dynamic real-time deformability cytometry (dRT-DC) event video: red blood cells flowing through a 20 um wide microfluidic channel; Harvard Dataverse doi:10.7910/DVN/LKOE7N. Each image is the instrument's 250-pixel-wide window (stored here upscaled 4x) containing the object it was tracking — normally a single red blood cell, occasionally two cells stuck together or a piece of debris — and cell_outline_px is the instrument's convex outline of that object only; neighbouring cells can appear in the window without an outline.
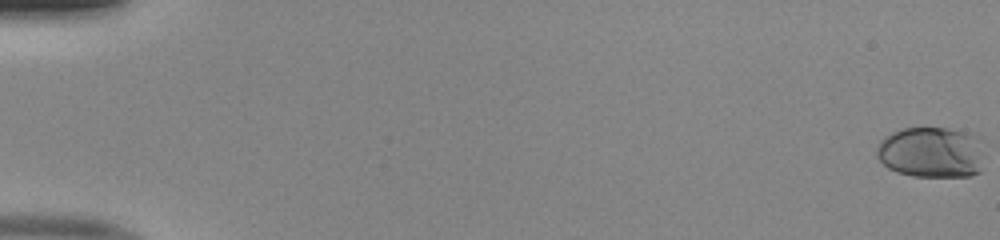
{"species": "human", "species_latin": "Homo sapiens", "temperature_condition": "room temperature", "stored_images_in_passage": 53, "camera_frame_rate_fps": 3000, "um_per_image_px": 0.085, "donor": {"sex": "male"}, "frame": {"image": 1, "passage_image": 1, "time_ms": 0.0, "image_size_px": [1000, 240], "cell_outline_px": [[980, 172], [972, 176], [912, 176], [896, 172], [888, 168], [876, 156], [876, 148], [880, 140], [884, 136], [900, 128], [948, 128], [972, 132], [980, 140]], "centroid_in_image_um": [79.12, 12.93], "position_along_channel_um": 5.9, "area_um2": 32.14}}
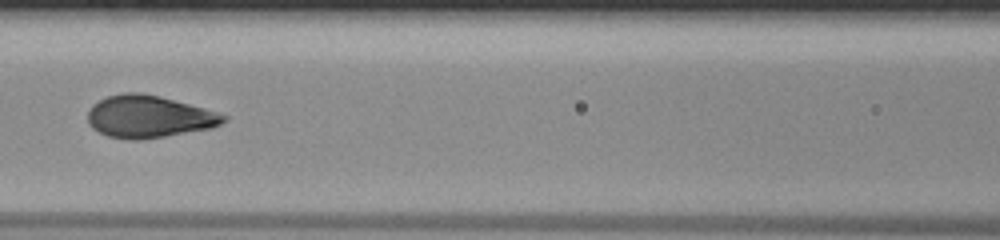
{"frame": {"image": 2, "passage_image": 26, "time_ms": 8.333, "image_size_px": [1000, 240], "cell_outline_px": [[228, 120], [212, 128], [140, 140], [128, 140], [108, 136], [92, 128], [88, 124], [88, 112], [92, 104], [108, 96], [124, 92], [140, 92], [160, 96], [204, 108], [228, 116]], "centroid_in_image_um": [12.64, 9.91], "position_along_channel_um": 154.0, "area_um2": 33.41}}
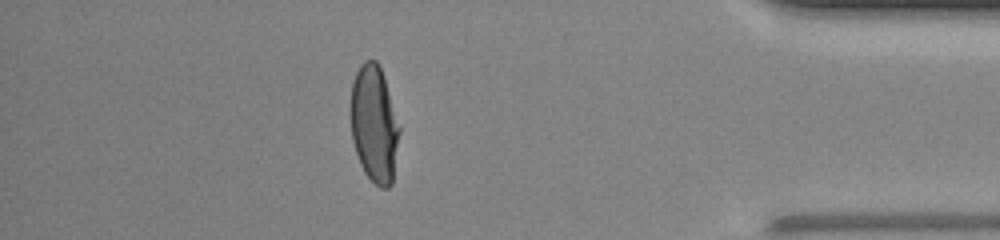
{"frame": {"image": 3, "passage_image": 47, "time_ms": 15.333, "image_size_px": [1000, 240], "cell_outline_px": [[400, 132], [392, 184], [388, 188], [380, 188], [364, 172], [360, 164], [352, 140], [348, 112], [352, 80], [360, 64], [364, 60], [376, 60], [380, 68], [400, 128]], "centroid_in_image_um": [31.76, 10.55], "position_along_channel_um": 403.4, "area_um2": 33.52}, "authors_computed_cell_mechanics": {"area_um2": 33.0616, "velocity_mm_per_s": 4.0558, "shape_relaxation_time_tau1_ms": 3.8145, "shape_relaxation_time_tau2_ms": null, "deformation_change_tau1": 0.186, "deformation_change_tau2": null}}